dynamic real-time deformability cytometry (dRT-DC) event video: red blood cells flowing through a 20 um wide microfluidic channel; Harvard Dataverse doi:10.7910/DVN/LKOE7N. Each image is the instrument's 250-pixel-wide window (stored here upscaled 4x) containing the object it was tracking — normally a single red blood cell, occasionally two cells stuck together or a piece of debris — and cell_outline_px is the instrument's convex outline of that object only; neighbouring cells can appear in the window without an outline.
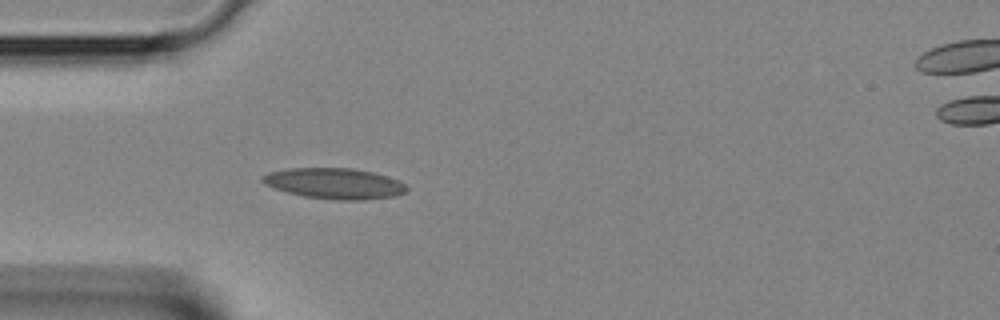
{"species": "Egyptian fruit bat (a non-hibernating species)", "species_latin": "Rousettus aegyptiacus", "temperature_condition": "room temperature", "stored_images_in_passage": 5, "camera_frame_rate_fps": 3000, "um_per_image_px": 0.085, "animal": {"sex": "female"}, "frame": {"image": 1, "passage_image": 3, "time_ms": 0.667, "image_size_px": [1000, 320], "cell_outline_px": [[408, 188], [404, 192], [396, 196], [364, 200], [336, 200], [304, 196], [288, 192], [264, 184], [260, 180], [260, 176], [268, 172], [288, 168], [352, 168], [372, 172], [400, 180]], "centroid_in_image_um": [28.42, 15.59], "position_along_channel_um": 56.6, "area_um2": 25.89}}